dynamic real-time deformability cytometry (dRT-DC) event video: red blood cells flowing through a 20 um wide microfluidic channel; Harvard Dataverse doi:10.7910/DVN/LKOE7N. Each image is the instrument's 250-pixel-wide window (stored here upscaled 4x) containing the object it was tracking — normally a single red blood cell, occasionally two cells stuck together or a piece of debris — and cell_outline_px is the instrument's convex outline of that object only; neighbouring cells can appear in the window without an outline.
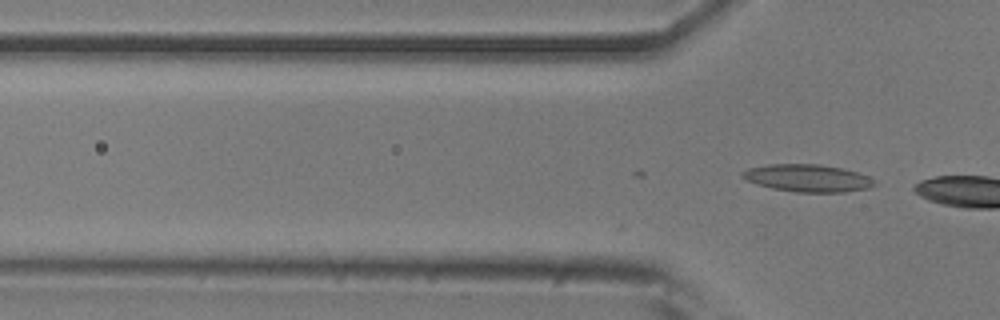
{"species": "common noctule bat (a hibernating species)", "species_latin": "Nyctalus noctula", "temperature_condition": "room temperature", "stored_images_in_passage": 2, "camera_frame_rate_fps": 3000, "um_per_image_px": 0.085, "animal": {"sex": "male", "body_mass_g": 20.5, "forearm_length_mm": 52.5}, "frame": {"image": 1, "passage_image": 2, "time_ms": 0.333, "image_size_px": [1000, 320], "cell_outline_px": [[876, 184], [868, 188], [844, 192], [796, 192], [772, 188], [756, 184], [740, 176], [740, 172], [748, 168], [768, 164], [820, 164], [844, 168], [868, 176], [876, 180]], "centroid_in_image_um": [68.65, 15.13], "position_along_channel_um": 57.2, "area_um2": 21.21}}